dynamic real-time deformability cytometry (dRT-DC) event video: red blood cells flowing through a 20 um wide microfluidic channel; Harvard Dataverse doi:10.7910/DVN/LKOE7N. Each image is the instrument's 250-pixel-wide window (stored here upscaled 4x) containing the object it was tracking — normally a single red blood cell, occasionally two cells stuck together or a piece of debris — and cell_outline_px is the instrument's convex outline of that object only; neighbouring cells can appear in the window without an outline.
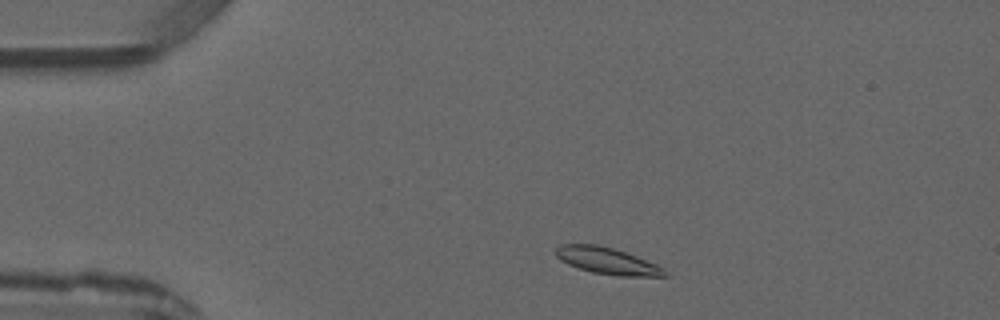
{"species": "common noctule bat (a hibernating species)", "species_latin": "Nyctalus noctula", "temperature_condition": "warm", "stored_images_in_passage": 2, "camera_frame_rate_fps": 3000, "um_per_image_px": 0.085, "animal": {"sex": "male", "forearm_length_mm": 52.5}, "frame": {"image": 1, "passage_image": 1, "time_ms": 0.0, "image_size_px": [1000, 320], "cell_outline_px": [[668, 276], [616, 276], [592, 272], [568, 264], [560, 260], [556, 256], [556, 248], [560, 244], [596, 244], [612, 248], [636, 256], [656, 264], [664, 268], [668, 272]], "centroid_in_image_um": [51.62, 22.18], "position_along_channel_um": 33.4, "area_um2": 16.82}}